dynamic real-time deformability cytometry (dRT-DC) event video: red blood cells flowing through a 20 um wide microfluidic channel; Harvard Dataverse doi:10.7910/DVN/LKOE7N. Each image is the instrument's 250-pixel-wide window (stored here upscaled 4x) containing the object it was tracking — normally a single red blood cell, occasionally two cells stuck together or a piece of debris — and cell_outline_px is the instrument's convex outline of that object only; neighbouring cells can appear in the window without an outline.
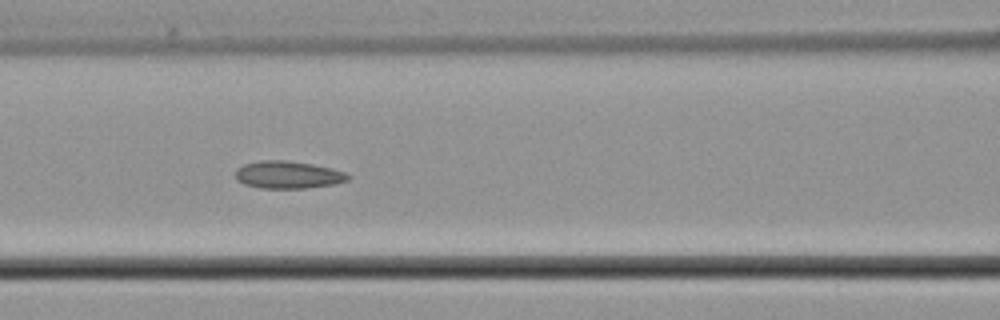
{"species": "common noctule bat (a hibernating species)", "species_latin": "Nyctalus noctula", "temperature_condition": "cold", "stored_images_in_passage": 9, "camera_frame_rate_fps": 3000, "um_per_image_px": 0.085, "animal": {"sex": "male", "body_mass_g": 21.5, "forearm_length_mm": 52.0}, "frame": {"image": 1, "passage_image": 6, "time_ms": 6.0, "image_size_px": [1000, 320], "cell_outline_px": [[352, 176], [348, 180], [336, 184], [304, 188], [260, 188], [244, 184], [236, 180], [236, 168], [244, 164], [260, 160], [288, 160], [312, 164], [332, 168], [344, 172]], "centroid_in_image_um": [24.48, 14.85], "position_along_channel_um": 142.1, "area_um2": 18.15}}
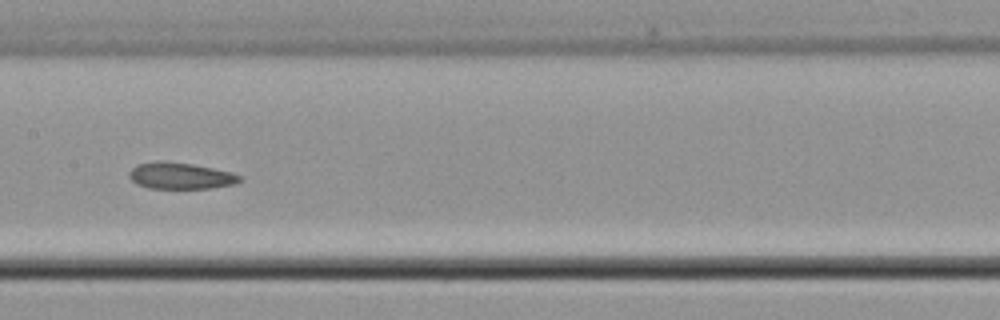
{"frame": {"image": 2, "passage_image": 7, "time_ms": 7.333, "image_size_px": [1000, 320], "cell_outline_px": [[244, 180], [236, 184], [208, 188], [148, 188], [136, 184], [128, 176], [128, 172], [136, 164], [160, 160], [164, 160], [192, 164], [232, 172], [240, 176]], "centroid_in_image_um": [15.32, 14.93], "position_along_channel_um": 192.1, "area_um2": 17.22}}
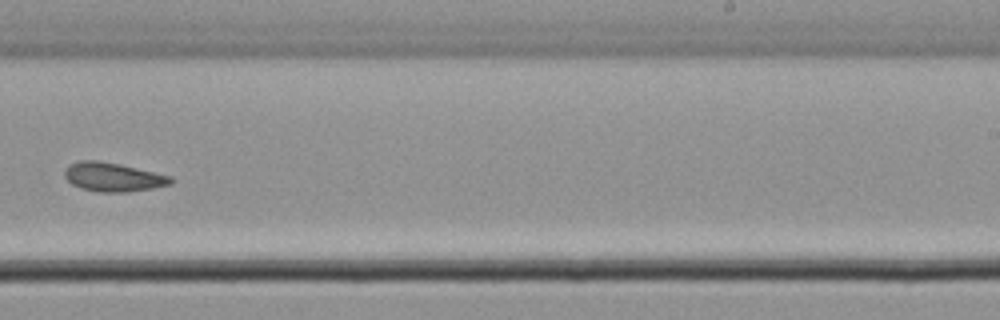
{"frame": {"image": 3, "passage_image": 9, "time_ms": 9.667, "image_size_px": [1000, 320], "cell_outline_px": [[172, 184], [152, 188], [128, 192], [100, 192], [80, 188], [72, 184], [64, 176], [64, 172], [68, 164], [80, 160], [96, 160], [120, 164], [172, 176]], "centroid_in_image_um": [9.59, 15.04], "position_along_channel_um": 279.4, "area_um2": 17.92}}